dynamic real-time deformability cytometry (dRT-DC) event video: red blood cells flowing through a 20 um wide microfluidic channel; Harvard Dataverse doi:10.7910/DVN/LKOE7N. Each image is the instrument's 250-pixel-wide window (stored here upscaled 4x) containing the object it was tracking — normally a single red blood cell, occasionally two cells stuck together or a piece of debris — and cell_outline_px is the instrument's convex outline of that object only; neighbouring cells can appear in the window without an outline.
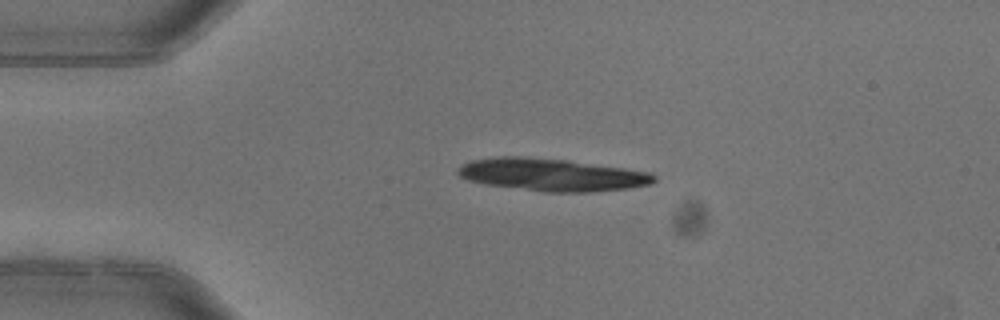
{"species": "common noctule bat (a hibernating species)", "species_latin": "Nyctalus noctula", "temperature_condition": "warm", "stored_images_in_passage": 2, "camera_frame_rate_fps": 3000, "um_per_image_px": 0.085, "animal": {"sex": "female"}, "frame": {"image": 1, "passage_image": 2, "time_ms": 0.333, "image_size_px": [1000, 320], "cell_outline_px": [[656, 180], [648, 184], [628, 188], [588, 192], [544, 192], [484, 184], [468, 180], [460, 176], [456, 172], [456, 168], [472, 160], [496, 156], [520, 156], [564, 160], [624, 168], [652, 172], [656, 176]], "centroid_in_image_um": [46.87, 14.85], "position_along_channel_um": 38.1, "area_um2": 37.05}}